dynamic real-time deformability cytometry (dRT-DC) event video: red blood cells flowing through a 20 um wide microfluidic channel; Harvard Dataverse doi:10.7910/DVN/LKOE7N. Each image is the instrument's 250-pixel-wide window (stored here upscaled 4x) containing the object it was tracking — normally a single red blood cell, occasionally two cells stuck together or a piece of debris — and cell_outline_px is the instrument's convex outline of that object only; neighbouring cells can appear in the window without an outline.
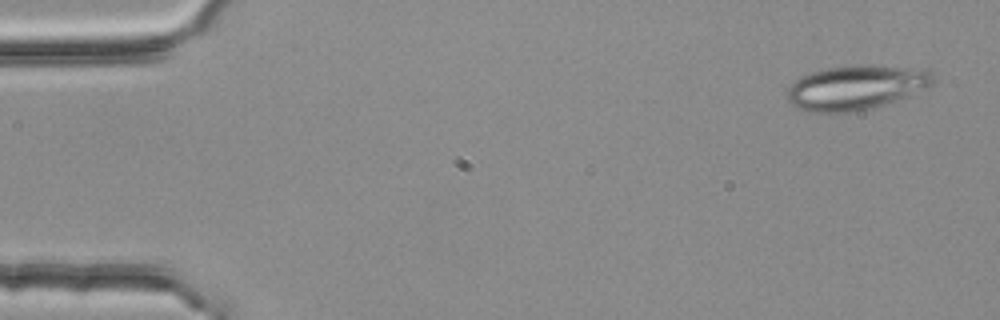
{"species": "common noctule bat (a hibernating species)", "species_latin": "Nyctalus noctula", "temperature_condition": "room temperature", "stored_images_in_passage": 4, "camera_frame_rate_fps": 3000, "um_per_image_px": 0.085, "animal": {"sex": "female", "body_mass_g": 25.1}, "frame": {"image": 1, "passage_image": 1, "time_ms": 0.0, "image_size_px": [1000, 320], "cell_outline_px": [[936, 80], [932, 84], [908, 96], [884, 104], [868, 108], [848, 112], [812, 112], [800, 108], [792, 104], [788, 100], [788, 88], [800, 76], [812, 72], [828, 68], [912, 68], [932, 72]], "centroid_in_image_um": [72.73, 7.48], "position_along_channel_um": 12.3, "area_um2": 36.01}}